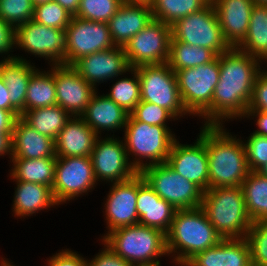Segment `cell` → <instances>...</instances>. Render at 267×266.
Instances as JSON below:
<instances>
[{
    "instance_id": "52",
    "label": "cell",
    "mask_w": 267,
    "mask_h": 266,
    "mask_svg": "<svg viewBox=\"0 0 267 266\" xmlns=\"http://www.w3.org/2000/svg\"><path fill=\"white\" fill-rule=\"evenodd\" d=\"M123 2L151 4L153 0H123Z\"/></svg>"
},
{
    "instance_id": "54",
    "label": "cell",
    "mask_w": 267,
    "mask_h": 266,
    "mask_svg": "<svg viewBox=\"0 0 267 266\" xmlns=\"http://www.w3.org/2000/svg\"><path fill=\"white\" fill-rule=\"evenodd\" d=\"M32 1V4L34 7H36L37 5H40V4H44L48 1H52V0H31Z\"/></svg>"
},
{
    "instance_id": "48",
    "label": "cell",
    "mask_w": 267,
    "mask_h": 266,
    "mask_svg": "<svg viewBox=\"0 0 267 266\" xmlns=\"http://www.w3.org/2000/svg\"><path fill=\"white\" fill-rule=\"evenodd\" d=\"M256 116L258 119L256 125L258 129L253 132L256 135L267 137V112L265 111H256V110H247L245 117Z\"/></svg>"
},
{
    "instance_id": "57",
    "label": "cell",
    "mask_w": 267,
    "mask_h": 266,
    "mask_svg": "<svg viewBox=\"0 0 267 266\" xmlns=\"http://www.w3.org/2000/svg\"><path fill=\"white\" fill-rule=\"evenodd\" d=\"M1 265L0 266H14V265H11V263L8 261H6V260H3V258L1 259Z\"/></svg>"
},
{
    "instance_id": "35",
    "label": "cell",
    "mask_w": 267,
    "mask_h": 266,
    "mask_svg": "<svg viewBox=\"0 0 267 266\" xmlns=\"http://www.w3.org/2000/svg\"><path fill=\"white\" fill-rule=\"evenodd\" d=\"M206 0H153L150 4L153 19L173 25L178 19L204 8Z\"/></svg>"
},
{
    "instance_id": "25",
    "label": "cell",
    "mask_w": 267,
    "mask_h": 266,
    "mask_svg": "<svg viewBox=\"0 0 267 266\" xmlns=\"http://www.w3.org/2000/svg\"><path fill=\"white\" fill-rule=\"evenodd\" d=\"M55 155V142L27 125L20 117L12 131L11 159H40Z\"/></svg>"
},
{
    "instance_id": "31",
    "label": "cell",
    "mask_w": 267,
    "mask_h": 266,
    "mask_svg": "<svg viewBox=\"0 0 267 266\" xmlns=\"http://www.w3.org/2000/svg\"><path fill=\"white\" fill-rule=\"evenodd\" d=\"M70 117L59 105L24 111L20 116L31 128L42 135L52 138L54 141Z\"/></svg>"
},
{
    "instance_id": "6",
    "label": "cell",
    "mask_w": 267,
    "mask_h": 266,
    "mask_svg": "<svg viewBox=\"0 0 267 266\" xmlns=\"http://www.w3.org/2000/svg\"><path fill=\"white\" fill-rule=\"evenodd\" d=\"M124 132L127 155H135V161L133 160L131 164L138 173L150 165L166 163L172 143L176 139L168 126H152L136 121L131 115L128 117ZM142 158L149 162L144 163L140 160Z\"/></svg>"
},
{
    "instance_id": "50",
    "label": "cell",
    "mask_w": 267,
    "mask_h": 266,
    "mask_svg": "<svg viewBox=\"0 0 267 266\" xmlns=\"http://www.w3.org/2000/svg\"><path fill=\"white\" fill-rule=\"evenodd\" d=\"M4 154L12 157V133H0V156Z\"/></svg>"
},
{
    "instance_id": "29",
    "label": "cell",
    "mask_w": 267,
    "mask_h": 266,
    "mask_svg": "<svg viewBox=\"0 0 267 266\" xmlns=\"http://www.w3.org/2000/svg\"><path fill=\"white\" fill-rule=\"evenodd\" d=\"M236 48L267 61V5H254L246 36Z\"/></svg>"
},
{
    "instance_id": "16",
    "label": "cell",
    "mask_w": 267,
    "mask_h": 266,
    "mask_svg": "<svg viewBox=\"0 0 267 266\" xmlns=\"http://www.w3.org/2000/svg\"><path fill=\"white\" fill-rule=\"evenodd\" d=\"M166 163L203 192L209 189L208 156L206 143L198 136L194 145L172 143Z\"/></svg>"
},
{
    "instance_id": "13",
    "label": "cell",
    "mask_w": 267,
    "mask_h": 266,
    "mask_svg": "<svg viewBox=\"0 0 267 266\" xmlns=\"http://www.w3.org/2000/svg\"><path fill=\"white\" fill-rule=\"evenodd\" d=\"M15 44L25 52L50 59L52 65H65V30L29 20L15 28Z\"/></svg>"
},
{
    "instance_id": "40",
    "label": "cell",
    "mask_w": 267,
    "mask_h": 266,
    "mask_svg": "<svg viewBox=\"0 0 267 266\" xmlns=\"http://www.w3.org/2000/svg\"><path fill=\"white\" fill-rule=\"evenodd\" d=\"M33 14L31 0H0V18L14 28L33 20Z\"/></svg>"
},
{
    "instance_id": "28",
    "label": "cell",
    "mask_w": 267,
    "mask_h": 266,
    "mask_svg": "<svg viewBox=\"0 0 267 266\" xmlns=\"http://www.w3.org/2000/svg\"><path fill=\"white\" fill-rule=\"evenodd\" d=\"M16 182L13 211L17 217L30 216L44 208L58 205L49 186L23 181Z\"/></svg>"
},
{
    "instance_id": "42",
    "label": "cell",
    "mask_w": 267,
    "mask_h": 266,
    "mask_svg": "<svg viewBox=\"0 0 267 266\" xmlns=\"http://www.w3.org/2000/svg\"><path fill=\"white\" fill-rule=\"evenodd\" d=\"M243 144L250 172H258L267 163V137L252 133Z\"/></svg>"
},
{
    "instance_id": "39",
    "label": "cell",
    "mask_w": 267,
    "mask_h": 266,
    "mask_svg": "<svg viewBox=\"0 0 267 266\" xmlns=\"http://www.w3.org/2000/svg\"><path fill=\"white\" fill-rule=\"evenodd\" d=\"M245 239L249 244L252 266H267V220L253 222Z\"/></svg>"
},
{
    "instance_id": "24",
    "label": "cell",
    "mask_w": 267,
    "mask_h": 266,
    "mask_svg": "<svg viewBox=\"0 0 267 266\" xmlns=\"http://www.w3.org/2000/svg\"><path fill=\"white\" fill-rule=\"evenodd\" d=\"M99 136L82 117H73L55 139L56 157H90Z\"/></svg>"
},
{
    "instance_id": "8",
    "label": "cell",
    "mask_w": 267,
    "mask_h": 266,
    "mask_svg": "<svg viewBox=\"0 0 267 266\" xmlns=\"http://www.w3.org/2000/svg\"><path fill=\"white\" fill-rule=\"evenodd\" d=\"M136 70L142 101L165 108L177 120L180 116L183 117V114H190L182 102L176 74L168 63L141 65L136 67Z\"/></svg>"
},
{
    "instance_id": "43",
    "label": "cell",
    "mask_w": 267,
    "mask_h": 266,
    "mask_svg": "<svg viewBox=\"0 0 267 266\" xmlns=\"http://www.w3.org/2000/svg\"><path fill=\"white\" fill-rule=\"evenodd\" d=\"M247 110L267 112V73L264 70L256 77Z\"/></svg>"
},
{
    "instance_id": "58",
    "label": "cell",
    "mask_w": 267,
    "mask_h": 266,
    "mask_svg": "<svg viewBox=\"0 0 267 266\" xmlns=\"http://www.w3.org/2000/svg\"><path fill=\"white\" fill-rule=\"evenodd\" d=\"M208 3H213L215 0H206Z\"/></svg>"
},
{
    "instance_id": "30",
    "label": "cell",
    "mask_w": 267,
    "mask_h": 266,
    "mask_svg": "<svg viewBox=\"0 0 267 266\" xmlns=\"http://www.w3.org/2000/svg\"><path fill=\"white\" fill-rule=\"evenodd\" d=\"M13 169L10 177L14 181L31 182L49 186L52 189L55 175L56 156L40 159H11Z\"/></svg>"
},
{
    "instance_id": "12",
    "label": "cell",
    "mask_w": 267,
    "mask_h": 266,
    "mask_svg": "<svg viewBox=\"0 0 267 266\" xmlns=\"http://www.w3.org/2000/svg\"><path fill=\"white\" fill-rule=\"evenodd\" d=\"M91 157H57L52 193L58 205L94 189Z\"/></svg>"
},
{
    "instance_id": "1",
    "label": "cell",
    "mask_w": 267,
    "mask_h": 266,
    "mask_svg": "<svg viewBox=\"0 0 267 266\" xmlns=\"http://www.w3.org/2000/svg\"><path fill=\"white\" fill-rule=\"evenodd\" d=\"M218 57L219 82L215 86L211 105L200 115L206 119L204 125H222L224 119L245 117L256 77L262 70V61L235 47Z\"/></svg>"
},
{
    "instance_id": "21",
    "label": "cell",
    "mask_w": 267,
    "mask_h": 266,
    "mask_svg": "<svg viewBox=\"0 0 267 266\" xmlns=\"http://www.w3.org/2000/svg\"><path fill=\"white\" fill-rule=\"evenodd\" d=\"M221 31L230 47H237L245 38L252 9V0H215Z\"/></svg>"
},
{
    "instance_id": "32",
    "label": "cell",
    "mask_w": 267,
    "mask_h": 266,
    "mask_svg": "<svg viewBox=\"0 0 267 266\" xmlns=\"http://www.w3.org/2000/svg\"><path fill=\"white\" fill-rule=\"evenodd\" d=\"M54 105H57V98L53 65L49 72L37 69L31 76L25 99V111Z\"/></svg>"
},
{
    "instance_id": "7",
    "label": "cell",
    "mask_w": 267,
    "mask_h": 266,
    "mask_svg": "<svg viewBox=\"0 0 267 266\" xmlns=\"http://www.w3.org/2000/svg\"><path fill=\"white\" fill-rule=\"evenodd\" d=\"M171 40L189 45L204 47L217 55L231 47L225 41L213 3H208L200 11L178 19L173 25Z\"/></svg>"
},
{
    "instance_id": "41",
    "label": "cell",
    "mask_w": 267,
    "mask_h": 266,
    "mask_svg": "<svg viewBox=\"0 0 267 266\" xmlns=\"http://www.w3.org/2000/svg\"><path fill=\"white\" fill-rule=\"evenodd\" d=\"M130 115L136 120L149 125L167 126V119H176L168 110L154 103L140 101Z\"/></svg>"
},
{
    "instance_id": "38",
    "label": "cell",
    "mask_w": 267,
    "mask_h": 266,
    "mask_svg": "<svg viewBox=\"0 0 267 266\" xmlns=\"http://www.w3.org/2000/svg\"><path fill=\"white\" fill-rule=\"evenodd\" d=\"M73 15L56 1H48L34 7L33 20L47 27L65 30Z\"/></svg>"
},
{
    "instance_id": "23",
    "label": "cell",
    "mask_w": 267,
    "mask_h": 266,
    "mask_svg": "<svg viewBox=\"0 0 267 266\" xmlns=\"http://www.w3.org/2000/svg\"><path fill=\"white\" fill-rule=\"evenodd\" d=\"M184 266H252L245 238L222 239L216 246L197 253Z\"/></svg>"
},
{
    "instance_id": "47",
    "label": "cell",
    "mask_w": 267,
    "mask_h": 266,
    "mask_svg": "<svg viewBox=\"0 0 267 266\" xmlns=\"http://www.w3.org/2000/svg\"><path fill=\"white\" fill-rule=\"evenodd\" d=\"M0 109L11 111L17 118L20 117V112L10 103L9 92L1 75H0Z\"/></svg>"
},
{
    "instance_id": "2",
    "label": "cell",
    "mask_w": 267,
    "mask_h": 266,
    "mask_svg": "<svg viewBox=\"0 0 267 266\" xmlns=\"http://www.w3.org/2000/svg\"><path fill=\"white\" fill-rule=\"evenodd\" d=\"M199 134L206 143L209 189L242 186L250 173L243 141L223 125H204Z\"/></svg>"
},
{
    "instance_id": "46",
    "label": "cell",
    "mask_w": 267,
    "mask_h": 266,
    "mask_svg": "<svg viewBox=\"0 0 267 266\" xmlns=\"http://www.w3.org/2000/svg\"><path fill=\"white\" fill-rule=\"evenodd\" d=\"M13 46H15V28L0 18V54L11 52Z\"/></svg>"
},
{
    "instance_id": "51",
    "label": "cell",
    "mask_w": 267,
    "mask_h": 266,
    "mask_svg": "<svg viewBox=\"0 0 267 266\" xmlns=\"http://www.w3.org/2000/svg\"><path fill=\"white\" fill-rule=\"evenodd\" d=\"M61 7L66 9L71 15L75 16L78 12L79 3L81 0H54Z\"/></svg>"
},
{
    "instance_id": "56",
    "label": "cell",
    "mask_w": 267,
    "mask_h": 266,
    "mask_svg": "<svg viewBox=\"0 0 267 266\" xmlns=\"http://www.w3.org/2000/svg\"><path fill=\"white\" fill-rule=\"evenodd\" d=\"M255 4L267 5V0H252Z\"/></svg>"
},
{
    "instance_id": "14",
    "label": "cell",
    "mask_w": 267,
    "mask_h": 266,
    "mask_svg": "<svg viewBox=\"0 0 267 266\" xmlns=\"http://www.w3.org/2000/svg\"><path fill=\"white\" fill-rule=\"evenodd\" d=\"M65 34L67 66H71L81 57L115 47L105 22L89 21L73 16L65 29Z\"/></svg>"
},
{
    "instance_id": "34",
    "label": "cell",
    "mask_w": 267,
    "mask_h": 266,
    "mask_svg": "<svg viewBox=\"0 0 267 266\" xmlns=\"http://www.w3.org/2000/svg\"><path fill=\"white\" fill-rule=\"evenodd\" d=\"M218 55L207 48L193 46L178 40H171L168 64L176 72L181 69L194 68L213 61Z\"/></svg>"
},
{
    "instance_id": "26",
    "label": "cell",
    "mask_w": 267,
    "mask_h": 266,
    "mask_svg": "<svg viewBox=\"0 0 267 266\" xmlns=\"http://www.w3.org/2000/svg\"><path fill=\"white\" fill-rule=\"evenodd\" d=\"M129 115L130 113L112 101L107 95L98 96L95 92L81 117L97 135H101L100 132L104 130L113 131L114 129L115 131V129L125 128Z\"/></svg>"
},
{
    "instance_id": "10",
    "label": "cell",
    "mask_w": 267,
    "mask_h": 266,
    "mask_svg": "<svg viewBox=\"0 0 267 266\" xmlns=\"http://www.w3.org/2000/svg\"><path fill=\"white\" fill-rule=\"evenodd\" d=\"M175 74L185 109L190 115L200 116L211 105L219 82V57L204 65L178 70Z\"/></svg>"
},
{
    "instance_id": "11",
    "label": "cell",
    "mask_w": 267,
    "mask_h": 266,
    "mask_svg": "<svg viewBox=\"0 0 267 266\" xmlns=\"http://www.w3.org/2000/svg\"><path fill=\"white\" fill-rule=\"evenodd\" d=\"M171 25L153 19L123 47L131 68L168 62Z\"/></svg>"
},
{
    "instance_id": "37",
    "label": "cell",
    "mask_w": 267,
    "mask_h": 266,
    "mask_svg": "<svg viewBox=\"0 0 267 266\" xmlns=\"http://www.w3.org/2000/svg\"><path fill=\"white\" fill-rule=\"evenodd\" d=\"M122 3L123 0H81L75 17L107 23Z\"/></svg>"
},
{
    "instance_id": "5",
    "label": "cell",
    "mask_w": 267,
    "mask_h": 266,
    "mask_svg": "<svg viewBox=\"0 0 267 266\" xmlns=\"http://www.w3.org/2000/svg\"><path fill=\"white\" fill-rule=\"evenodd\" d=\"M105 235L101 241L132 265L153 263L168 254L166 234L156 228L136 224Z\"/></svg>"
},
{
    "instance_id": "33",
    "label": "cell",
    "mask_w": 267,
    "mask_h": 266,
    "mask_svg": "<svg viewBox=\"0 0 267 266\" xmlns=\"http://www.w3.org/2000/svg\"><path fill=\"white\" fill-rule=\"evenodd\" d=\"M241 187L251 220H267V176L259 172H250Z\"/></svg>"
},
{
    "instance_id": "4",
    "label": "cell",
    "mask_w": 267,
    "mask_h": 266,
    "mask_svg": "<svg viewBox=\"0 0 267 266\" xmlns=\"http://www.w3.org/2000/svg\"><path fill=\"white\" fill-rule=\"evenodd\" d=\"M201 208L223 239L245 238L253 223L241 186L206 190L203 192Z\"/></svg>"
},
{
    "instance_id": "55",
    "label": "cell",
    "mask_w": 267,
    "mask_h": 266,
    "mask_svg": "<svg viewBox=\"0 0 267 266\" xmlns=\"http://www.w3.org/2000/svg\"><path fill=\"white\" fill-rule=\"evenodd\" d=\"M258 172L264 176H267V163Z\"/></svg>"
},
{
    "instance_id": "53",
    "label": "cell",
    "mask_w": 267,
    "mask_h": 266,
    "mask_svg": "<svg viewBox=\"0 0 267 266\" xmlns=\"http://www.w3.org/2000/svg\"><path fill=\"white\" fill-rule=\"evenodd\" d=\"M133 266H161V265H160V261H156L153 263L137 264V265H133Z\"/></svg>"
},
{
    "instance_id": "45",
    "label": "cell",
    "mask_w": 267,
    "mask_h": 266,
    "mask_svg": "<svg viewBox=\"0 0 267 266\" xmlns=\"http://www.w3.org/2000/svg\"><path fill=\"white\" fill-rule=\"evenodd\" d=\"M61 251L50 257L48 266H87V260L71 249Z\"/></svg>"
},
{
    "instance_id": "20",
    "label": "cell",
    "mask_w": 267,
    "mask_h": 266,
    "mask_svg": "<svg viewBox=\"0 0 267 266\" xmlns=\"http://www.w3.org/2000/svg\"><path fill=\"white\" fill-rule=\"evenodd\" d=\"M153 20L150 4L123 2L107 22L115 46L126 43Z\"/></svg>"
},
{
    "instance_id": "49",
    "label": "cell",
    "mask_w": 267,
    "mask_h": 266,
    "mask_svg": "<svg viewBox=\"0 0 267 266\" xmlns=\"http://www.w3.org/2000/svg\"><path fill=\"white\" fill-rule=\"evenodd\" d=\"M16 119L11 111L0 109V133H12Z\"/></svg>"
},
{
    "instance_id": "15",
    "label": "cell",
    "mask_w": 267,
    "mask_h": 266,
    "mask_svg": "<svg viewBox=\"0 0 267 266\" xmlns=\"http://www.w3.org/2000/svg\"><path fill=\"white\" fill-rule=\"evenodd\" d=\"M99 139H96L90 156L97 181L123 182L138 173L129 161L123 141L114 137Z\"/></svg>"
},
{
    "instance_id": "18",
    "label": "cell",
    "mask_w": 267,
    "mask_h": 266,
    "mask_svg": "<svg viewBox=\"0 0 267 266\" xmlns=\"http://www.w3.org/2000/svg\"><path fill=\"white\" fill-rule=\"evenodd\" d=\"M71 67L94 88L96 83L113 79L131 69L124 48L120 46L81 57Z\"/></svg>"
},
{
    "instance_id": "44",
    "label": "cell",
    "mask_w": 267,
    "mask_h": 266,
    "mask_svg": "<svg viewBox=\"0 0 267 266\" xmlns=\"http://www.w3.org/2000/svg\"><path fill=\"white\" fill-rule=\"evenodd\" d=\"M104 248L91 261L87 260V266H133L123 258L118 256L108 245L104 242Z\"/></svg>"
},
{
    "instance_id": "22",
    "label": "cell",
    "mask_w": 267,
    "mask_h": 266,
    "mask_svg": "<svg viewBox=\"0 0 267 266\" xmlns=\"http://www.w3.org/2000/svg\"><path fill=\"white\" fill-rule=\"evenodd\" d=\"M138 224L156 228L167 234L176 209L160 198L138 173V197L136 204Z\"/></svg>"
},
{
    "instance_id": "17",
    "label": "cell",
    "mask_w": 267,
    "mask_h": 266,
    "mask_svg": "<svg viewBox=\"0 0 267 266\" xmlns=\"http://www.w3.org/2000/svg\"><path fill=\"white\" fill-rule=\"evenodd\" d=\"M57 105L70 116L81 117L97 91L71 66L54 65Z\"/></svg>"
},
{
    "instance_id": "3",
    "label": "cell",
    "mask_w": 267,
    "mask_h": 266,
    "mask_svg": "<svg viewBox=\"0 0 267 266\" xmlns=\"http://www.w3.org/2000/svg\"><path fill=\"white\" fill-rule=\"evenodd\" d=\"M166 238L168 255L177 253L174 261L181 266L223 239L201 207L176 210Z\"/></svg>"
},
{
    "instance_id": "36",
    "label": "cell",
    "mask_w": 267,
    "mask_h": 266,
    "mask_svg": "<svg viewBox=\"0 0 267 266\" xmlns=\"http://www.w3.org/2000/svg\"><path fill=\"white\" fill-rule=\"evenodd\" d=\"M130 72L133 78L118 79L113 84L109 94H106L112 101L131 113L135 106L141 101L140 97V82L136 68H131Z\"/></svg>"
},
{
    "instance_id": "27",
    "label": "cell",
    "mask_w": 267,
    "mask_h": 266,
    "mask_svg": "<svg viewBox=\"0 0 267 266\" xmlns=\"http://www.w3.org/2000/svg\"><path fill=\"white\" fill-rule=\"evenodd\" d=\"M8 55L0 61V75L9 92L10 103L21 114L25 111V99L29 80L37 70L23 58Z\"/></svg>"
},
{
    "instance_id": "9",
    "label": "cell",
    "mask_w": 267,
    "mask_h": 266,
    "mask_svg": "<svg viewBox=\"0 0 267 266\" xmlns=\"http://www.w3.org/2000/svg\"><path fill=\"white\" fill-rule=\"evenodd\" d=\"M140 174L156 194L176 210L201 207L203 191L193 182L172 170L167 163L150 165Z\"/></svg>"
},
{
    "instance_id": "19",
    "label": "cell",
    "mask_w": 267,
    "mask_h": 266,
    "mask_svg": "<svg viewBox=\"0 0 267 266\" xmlns=\"http://www.w3.org/2000/svg\"><path fill=\"white\" fill-rule=\"evenodd\" d=\"M138 197V173L131 179L112 184L105 203L108 233L139 222L136 208Z\"/></svg>"
}]
</instances>
